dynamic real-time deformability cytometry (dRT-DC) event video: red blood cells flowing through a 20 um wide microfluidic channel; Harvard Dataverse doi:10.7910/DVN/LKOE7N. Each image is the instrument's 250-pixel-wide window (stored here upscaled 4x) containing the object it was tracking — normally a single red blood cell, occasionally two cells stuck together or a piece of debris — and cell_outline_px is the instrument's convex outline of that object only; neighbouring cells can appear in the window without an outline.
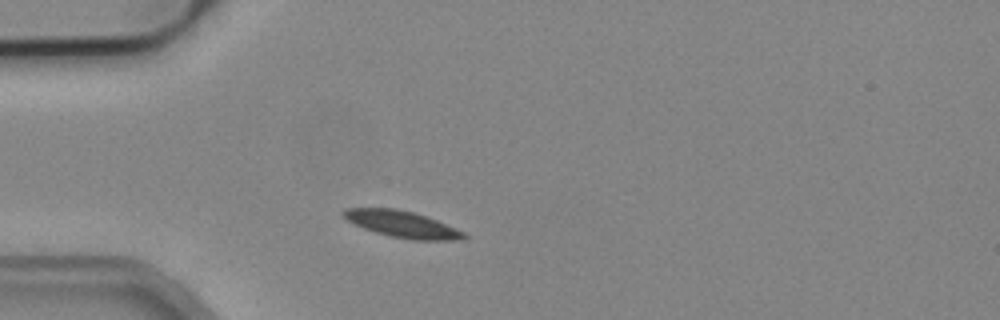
{"species": "common noctule bat (a hibernating species)", "species_latin": "Nyctalus noctula", "temperature_condition": "cold", "stored_images_in_passage": 3, "camera_frame_rate_fps": 3000, "um_per_image_px": 0.085, "animal": {"sex": "male", "body_mass_g": 19.2, "forearm_length_mm": 51.8}, "frame": {"image": 1, "passage_image": 2, "time_ms": 0.333, "image_size_px": [1000, 320], "cell_outline_px": [[468, 236], [464, 240], [412, 240], [392, 236], [376, 232], [364, 228], [348, 220], [340, 212], [344, 208], [392, 208], [412, 212], [436, 220], [464, 232]], "centroid_in_image_um": [34.19, 19.06], "position_along_channel_um": 50.8, "area_um2": 18.32}}